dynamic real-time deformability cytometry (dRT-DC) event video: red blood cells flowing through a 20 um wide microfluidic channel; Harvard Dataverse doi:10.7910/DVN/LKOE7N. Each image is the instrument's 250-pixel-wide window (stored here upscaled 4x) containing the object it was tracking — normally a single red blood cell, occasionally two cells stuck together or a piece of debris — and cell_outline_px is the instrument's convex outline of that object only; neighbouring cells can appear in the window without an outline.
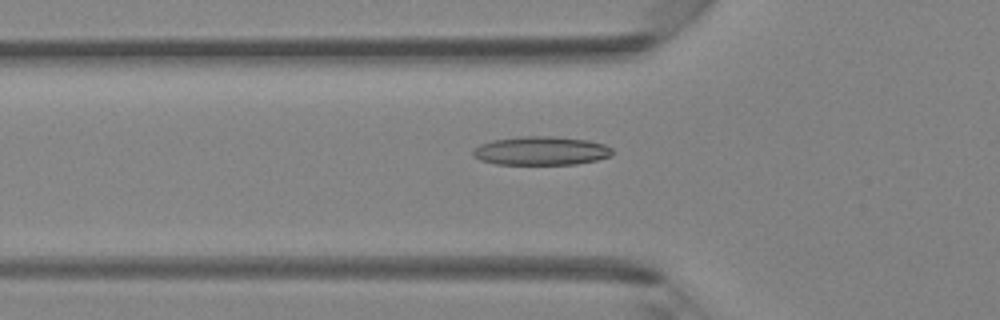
{"species": "Egyptian fruit bat (a non-hibernating species)", "species_latin": "Rousettus aegyptiacus", "temperature_condition": "room temperature", "stored_images_in_passage": 38, "camera_frame_rate_fps": 3000, "um_per_image_px": 0.085, "animal": {"sex": "female"}, "frame": {"image": 1, "passage_image": 10, "time_ms": 3.0, "image_size_px": [1000, 320], "cell_outline_px": [[616, 152], [612, 156], [596, 160], [576, 164], [496, 164], [480, 160], [472, 156], [472, 148], [480, 144], [492, 140], [520, 136], [552, 136], [588, 140], [604, 144], [612, 148]], "centroid_in_image_um": [45.99, 12.81], "position_along_channel_um": 79.8, "area_um2": 23.58}}
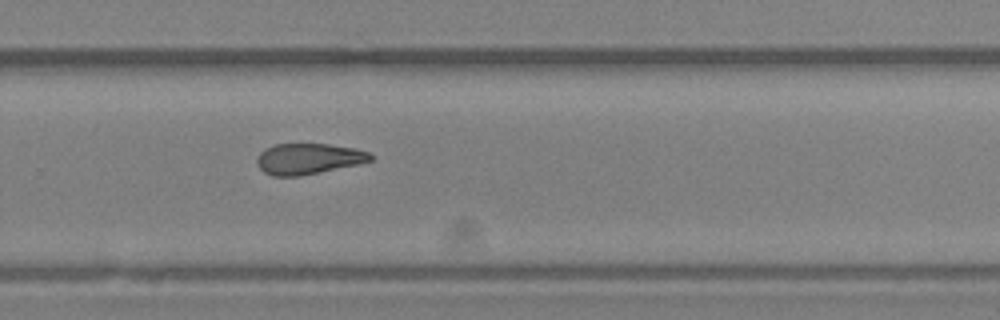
{"frame": {"image": 2, "passage_image": 24, "time_ms": 7.667, "image_size_px": [1000, 320], "cell_outline_px": [[372, 160], [356, 164], [300, 176], [272, 176], [264, 172], [256, 164], [256, 156], [264, 148], [272, 144], [328, 144], [356, 148], [368, 152], [372, 156]], "centroid_in_image_um": [26.14, 13.48], "position_along_channel_um": 303.7, "area_um2": 20.4}}
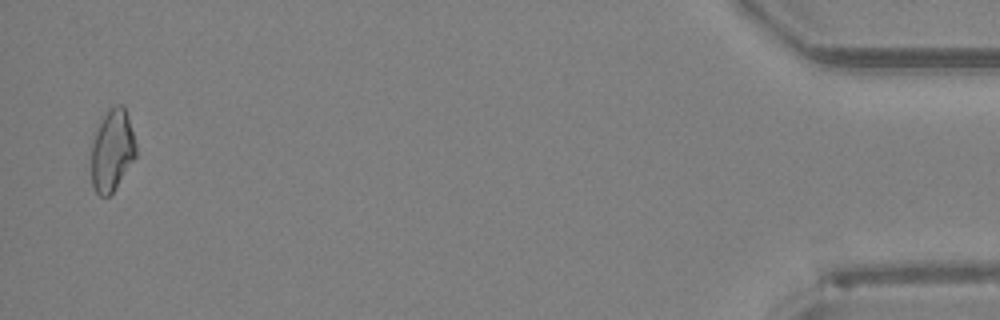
{"frame": {"image": 3, "passage_image": 37, "time_ms": 12.0, "image_size_px": [1000, 320], "cell_outline_px": [[136, 156], [112, 192], [108, 196], [100, 196], [96, 192], [92, 184], [92, 144], [96, 128], [100, 120], [108, 108], [116, 104], [120, 104], [124, 108], [136, 144]], "centroid_in_image_um": [9.51, 12.76], "position_along_channel_um": 425.7, "area_um2": 20.92}}